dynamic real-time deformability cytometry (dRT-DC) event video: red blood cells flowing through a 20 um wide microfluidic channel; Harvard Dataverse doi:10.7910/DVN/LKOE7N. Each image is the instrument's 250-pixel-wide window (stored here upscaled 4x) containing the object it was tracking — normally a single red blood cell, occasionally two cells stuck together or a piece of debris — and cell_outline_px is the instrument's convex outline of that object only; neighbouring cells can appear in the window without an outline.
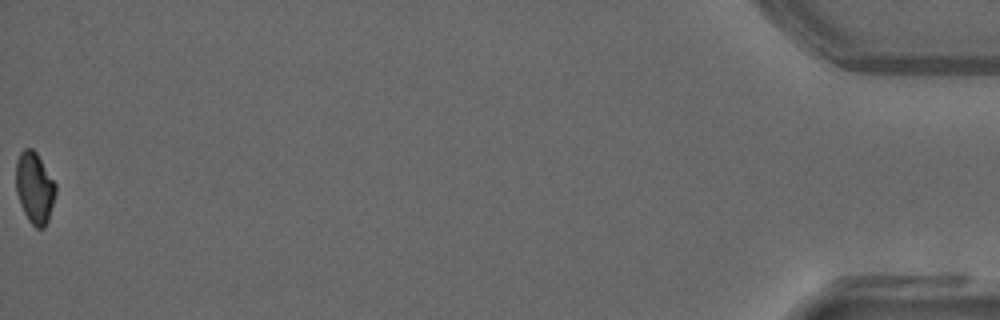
{"species": "common noctule bat (a hibernating species)", "species_latin": "Nyctalus noctula", "temperature_condition": "warm", "stored_images_in_passage": 46, "camera_frame_rate_fps": 3000, "um_per_image_px": 0.085, "animal": {"sex": "male", "forearm_length_mm": 52.5}, "frame": {"image": 1, "passage_image": 46, "time_ms": 15.0, "image_size_px": [1000, 320], "cell_outline_px": [[56, 192], [48, 220], [44, 228], [36, 228], [28, 220], [24, 212], [16, 192], [16, 160], [20, 152], [24, 148], [32, 148], [36, 152], [56, 184]], "centroid_in_image_um": [2.93, 15.95], "position_along_channel_um": 432.3, "area_um2": 16.42}, "authors_computed_cell_mechanics": {"area_um2": 17.7446, "velocity_mm_per_s": 4.0699, "shape_relaxation_time_tau1_ms": null, "shape_relaxation_time_tau2_ms": 2.1591, "deformation_change_tau1": null, "deformation_change_tau2": 0.0636}}